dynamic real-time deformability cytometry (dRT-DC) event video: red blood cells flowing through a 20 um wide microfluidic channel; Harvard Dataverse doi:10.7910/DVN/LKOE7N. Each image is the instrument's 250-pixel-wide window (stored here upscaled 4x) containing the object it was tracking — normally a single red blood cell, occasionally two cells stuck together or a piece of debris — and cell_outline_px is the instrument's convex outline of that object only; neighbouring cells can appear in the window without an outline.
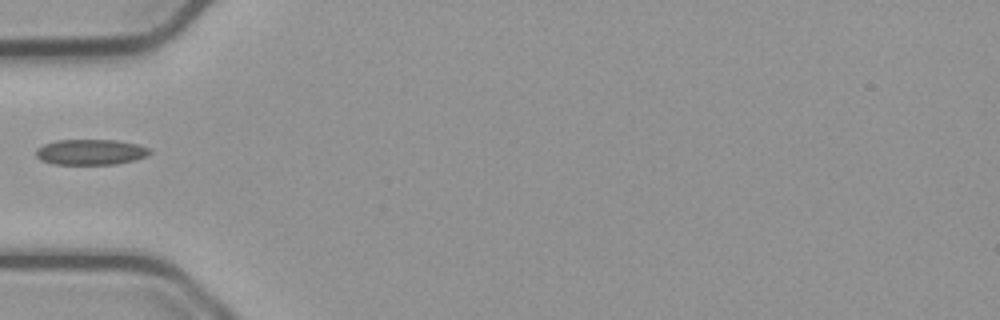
{"species": "common noctule bat (a hibernating species)", "species_latin": "Nyctalus noctula", "temperature_condition": "cold", "stored_images_in_passage": 35, "camera_frame_rate_fps": 3000, "um_per_image_px": 0.085, "animal": {"sex": "male", "body_mass_g": 23.1, "forearm_length_mm": 52.7}, "frame": {"image": 1, "passage_image": 1, "time_ms": 0.0, "image_size_px": [1000, 320], "cell_outline_px": [[152, 152], [148, 156], [136, 160], [116, 164], [52, 164], [40, 160], [36, 156], [36, 148], [44, 144], [56, 140], [116, 140], [140, 144], [148, 148]], "centroid_in_image_um": [7.73, 12.92], "position_along_channel_um": 77.3, "area_um2": 17.17}}
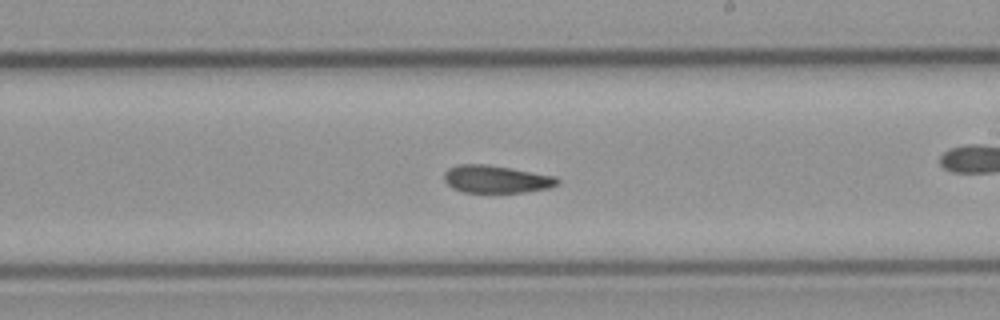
{"frame": {"image": 2, "passage_image": 11, "time_ms": 3.333, "image_size_px": [1000, 320], "cell_outline_px": [[560, 184], [548, 188], [524, 192], [464, 192], [452, 188], [444, 180], [444, 172], [448, 168], [456, 164], [484, 164], [556, 176], [560, 180]], "centroid_in_image_um": [42.16, 15.23], "position_along_channel_um": 246.8, "area_um2": 18.15}}
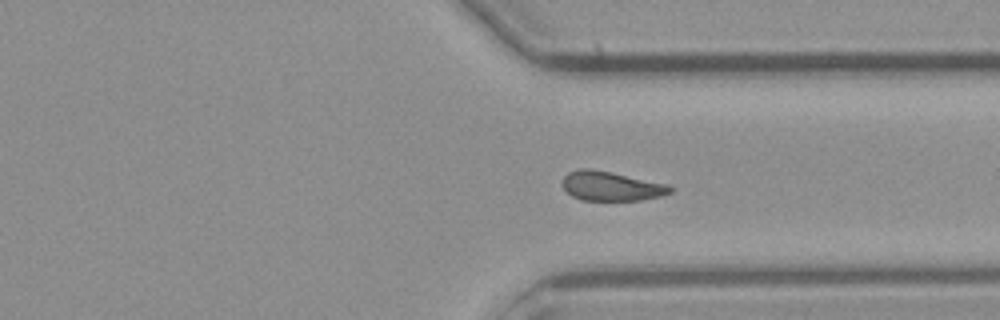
{"frame": {"image": 3, "passage_image": 20, "time_ms": 6.333, "image_size_px": [1000, 320], "cell_outline_px": [[672, 192], [664, 196], [644, 200], [580, 200], [572, 196], [564, 188], [564, 176], [568, 172], [580, 168], [588, 168], [612, 172], [668, 184], [672, 188]], "centroid_in_image_um": [51.99, 15.82], "position_along_channel_um": 359.4, "area_um2": 18.5}}